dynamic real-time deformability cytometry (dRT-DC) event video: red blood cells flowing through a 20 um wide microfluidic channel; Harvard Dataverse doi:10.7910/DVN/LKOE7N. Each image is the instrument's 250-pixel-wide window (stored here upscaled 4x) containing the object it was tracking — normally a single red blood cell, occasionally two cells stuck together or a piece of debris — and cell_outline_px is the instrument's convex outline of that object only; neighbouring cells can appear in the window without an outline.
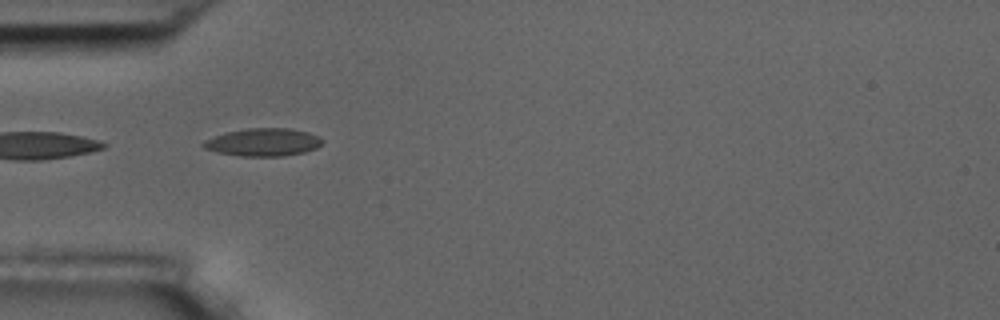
{"species": "common noctule bat (a hibernating species)", "species_latin": "Nyctalus noctula", "temperature_condition": "room temperature", "stored_images_in_passage": 10, "camera_frame_rate_fps": 3000, "um_per_image_px": 0.085, "animal": {"sex": "male", "body_mass_g": 17.5, "forearm_length_mm": 52.3}, "frame": {"image": 1, "passage_image": 5, "time_ms": 5.333, "image_size_px": [1000, 320], "cell_outline_px": [[324, 140], [316, 148], [304, 152], [284, 156], [240, 156], [216, 152], [204, 148], [200, 144], [204, 140], [228, 132], [248, 128], [288, 128], [308, 132], [320, 136]], "centroid_in_image_um": [22.38, 12.09], "position_along_channel_um": 62.6, "area_um2": 19.25}}
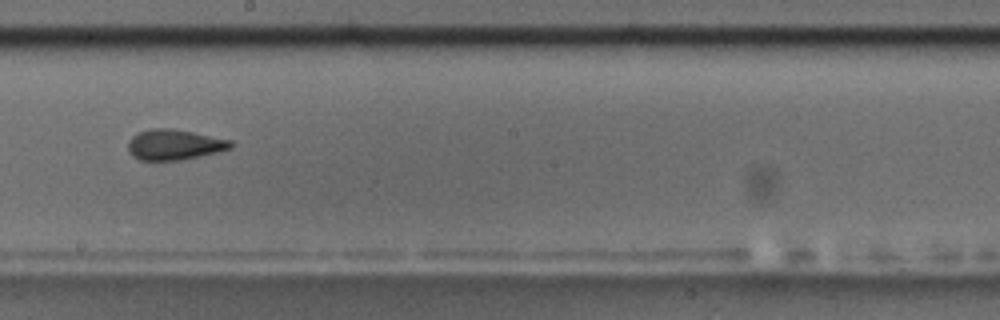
{"frame": {"image": 2, "passage_image": 9, "time_ms": 10.0, "image_size_px": [1000, 320], "cell_outline_px": [[232, 148], [184, 160], [140, 160], [132, 156], [128, 152], [128, 140], [136, 132], [148, 128], [172, 128], [232, 140]], "centroid_in_image_um": [14.77, 12.29], "position_along_channel_um": 233.4, "area_um2": 18.44}}
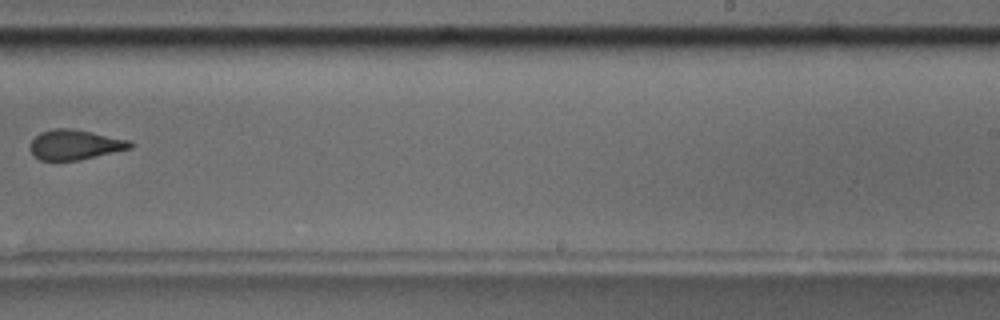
{"frame": {"image": 3, "passage_image": 10, "time_ms": 11.333, "image_size_px": [1000, 320], "cell_outline_px": [[132, 148], [76, 160], [40, 160], [32, 156], [28, 148], [32, 140], [40, 132], [52, 128], [72, 128], [132, 140]], "centroid_in_image_um": [6.33, 12.28], "position_along_channel_um": 282.7, "area_um2": 17.57}}